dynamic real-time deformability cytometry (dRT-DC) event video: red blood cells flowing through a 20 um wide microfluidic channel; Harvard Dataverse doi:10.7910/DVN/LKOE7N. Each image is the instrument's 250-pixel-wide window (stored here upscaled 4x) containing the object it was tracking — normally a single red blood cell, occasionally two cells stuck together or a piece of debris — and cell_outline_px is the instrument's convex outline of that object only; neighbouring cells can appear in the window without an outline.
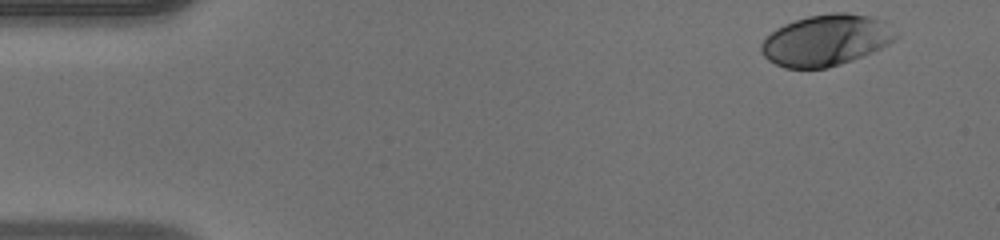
{"species": "human", "species_latin": "Homo sapiens", "temperature_condition": "warm", "stored_images_in_passage": 38, "camera_frame_rate_fps": 3000, "um_per_image_px": 0.085, "donor": {"sex": "male"}, "frame": {"image": 1, "passage_image": 1, "time_ms": 0.0, "image_size_px": [1000, 240], "cell_outline_px": [[900, 36], [888, 44], [872, 52], [852, 60], [828, 68], [784, 68], [768, 60], [760, 52], [760, 44], [776, 28], [784, 24], [808, 16], [832, 12], [848, 12], [868, 16], [880, 20]], "centroid_in_image_um": [70.18, 3.42], "position_along_channel_um": 14.8, "area_um2": 39.88}}
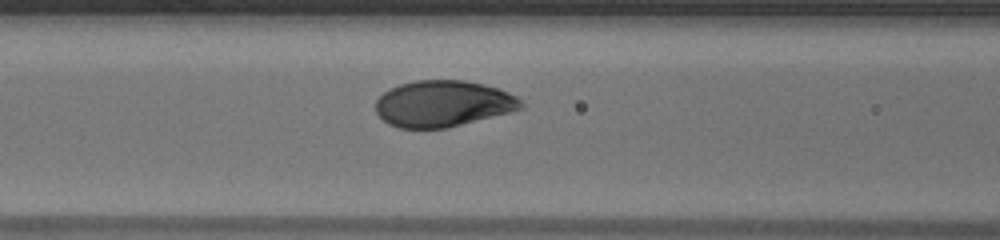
{"frame": {"image": 2, "passage_image": 17, "time_ms": 5.333, "image_size_px": [1000, 240], "cell_outline_px": [[524, 108], [512, 112], [448, 128], [400, 128], [388, 124], [376, 112], [376, 100], [384, 92], [400, 84], [416, 80], [464, 80], [484, 84], [508, 92], [516, 96], [524, 104]], "centroid_in_image_um": [37.68, 8.82], "position_along_channel_um": 128.9, "area_um2": 39.3}}
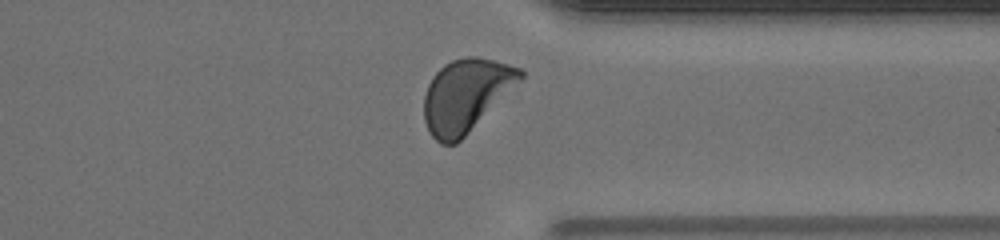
{"frame": {"image": 3, "passage_image": 34, "time_ms": 11.0, "image_size_px": [1000, 240], "cell_outline_px": [[524, 76], [456, 144], [440, 144], [432, 136], [424, 120], [424, 96], [428, 84], [432, 76], [444, 64], [452, 60], [464, 56], [476, 56], [508, 64], [520, 68], [524, 72]], "centroid_in_image_um": [39.56, 8.08], "position_along_channel_um": 371.8, "area_um2": 40.11}}